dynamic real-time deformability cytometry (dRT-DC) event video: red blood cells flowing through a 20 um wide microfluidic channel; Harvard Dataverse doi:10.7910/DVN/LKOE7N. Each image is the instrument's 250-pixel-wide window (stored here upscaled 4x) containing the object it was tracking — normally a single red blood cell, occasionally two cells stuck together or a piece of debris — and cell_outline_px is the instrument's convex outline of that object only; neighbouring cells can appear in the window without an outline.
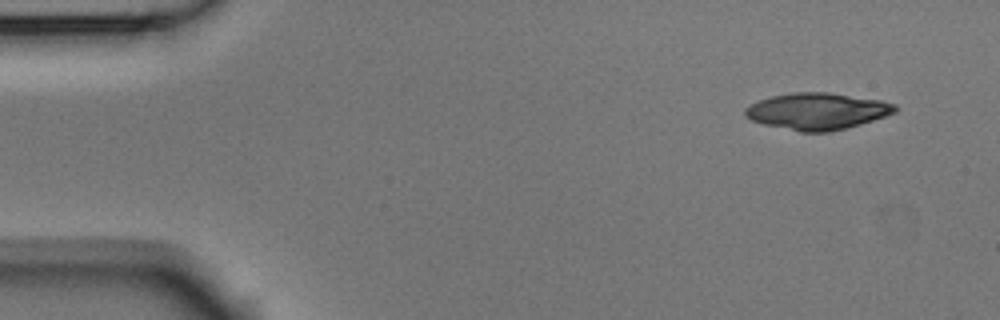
{"species": "Egyptian fruit bat (a non-hibernating species)", "species_latin": "Rousettus aegyptiacus", "temperature_condition": "room temperature", "stored_images_in_passage": 3, "camera_frame_rate_fps": 3000, "um_per_image_px": 0.085, "animal": {"sex": "male"}, "frame": {"image": 1, "passage_image": 1, "time_ms": 0.0, "image_size_px": [1000, 320], "cell_outline_px": [[900, 108], [896, 112], [860, 124], [828, 132], [800, 132], [764, 124], [752, 120], [744, 116], [744, 108], [760, 100], [772, 96], [792, 92], [828, 92], [880, 100], [896, 104]], "centroid_in_image_um": [69.47, 9.45], "position_along_channel_um": 15.5, "area_um2": 31.91}}